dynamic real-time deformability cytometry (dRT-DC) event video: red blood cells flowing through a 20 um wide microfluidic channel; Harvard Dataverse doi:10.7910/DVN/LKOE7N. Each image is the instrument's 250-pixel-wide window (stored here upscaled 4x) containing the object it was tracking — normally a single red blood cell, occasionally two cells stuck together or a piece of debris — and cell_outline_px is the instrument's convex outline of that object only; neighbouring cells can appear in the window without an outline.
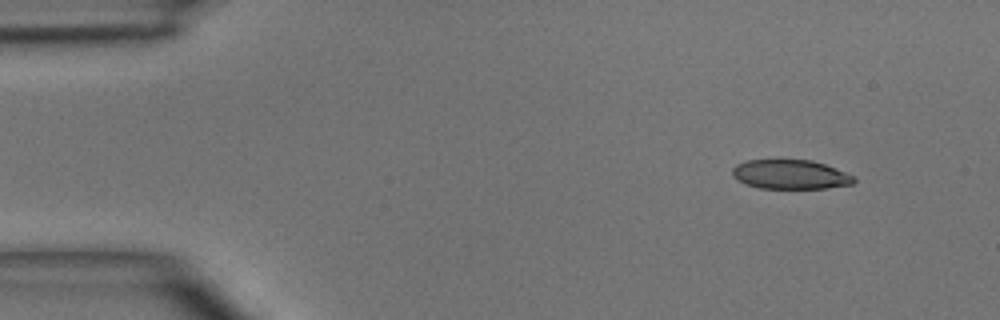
{"species": "common noctule bat (a hibernating species)", "species_latin": "Nyctalus noctula", "temperature_condition": "room temperature", "stored_images_in_passage": 4, "camera_frame_rate_fps": 3000, "um_per_image_px": 0.085, "animal": {"sex": "male", "body_mass_g": 15.6}, "frame": {"image": 1, "passage_image": 1, "time_ms": 0.0, "image_size_px": [1000, 320], "cell_outline_px": [[856, 180], [852, 184], [828, 188], [760, 188], [744, 184], [736, 180], [732, 176], [732, 168], [736, 164], [748, 160], [776, 156], [780, 156], [812, 160], [824, 164], [844, 172], [852, 176]], "centroid_in_image_um": [67.08, 14.77], "position_along_channel_um": 17.9, "area_um2": 21.68}}
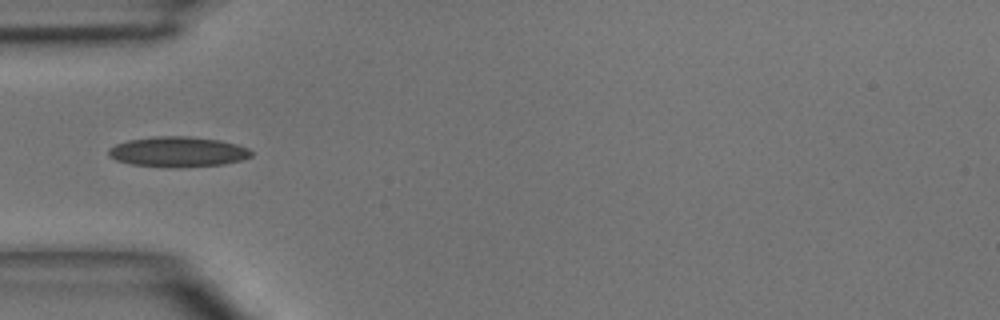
{"frame": {"image": 2, "passage_image": 3, "time_ms": 3.333, "image_size_px": [1000, 320], "cell_outline_px": [[252, 156], [240, 160], [224, 164], [180, 168], [176, 168], [132, 164], [116, 160], [108, 156], [108, 148], [116, 144], [128, 140], [156, 136], [188, 136], [220, 140], [236, 144], [248, 148], [252, 152]], "centroid_in_image_um": [15.11, 12.9], "position_along_channel_um": 69.9, "area_um2": 25.26}}
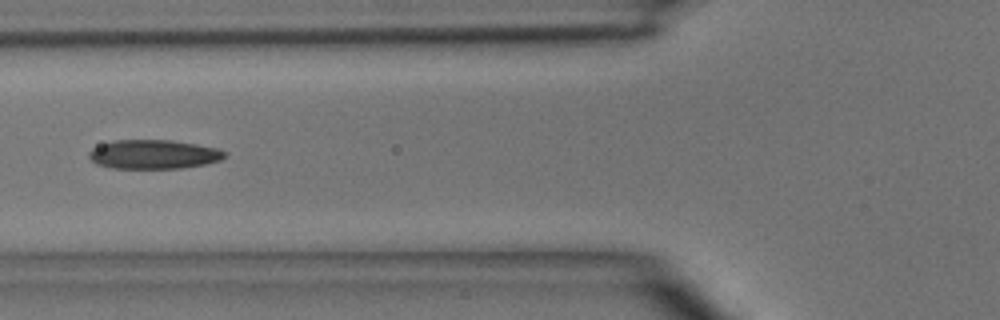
{"frame": {"image": 3, "passage_image": 4, "time_ms": 4.333, "image_size_px": [1000, 320], "cell_outline_px": [[224, 156], [220, 160], [204, 164], [180, 168], [112, 168], [96, 164], [88, 156], [88, 152], [92, 148], [100, 144], [116, 140], [172, 140], [196, 144], [216, 148], [224, 152]], "centroid_in_image_um": [13.0, 13.11], "position_along_channel_um": 112.8, "area_um2": 22.83}}